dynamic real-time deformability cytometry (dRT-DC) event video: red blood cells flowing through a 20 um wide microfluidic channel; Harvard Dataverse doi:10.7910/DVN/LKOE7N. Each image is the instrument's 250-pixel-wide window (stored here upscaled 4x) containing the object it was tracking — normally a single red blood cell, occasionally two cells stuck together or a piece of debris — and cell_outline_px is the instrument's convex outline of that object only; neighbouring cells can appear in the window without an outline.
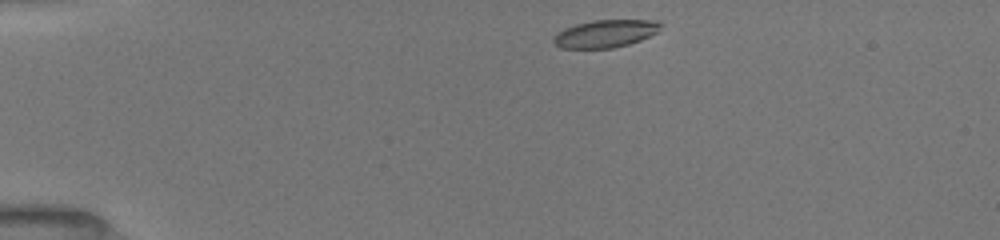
{"species": "common noctule bat (a hibernating species)", "species_latin": "Nyctalus noctula", "temperature_condition": "room temperature", "stored_images_in_passage": 42, "camera_frame_rate_fps": 3000, "um_per_image_px": 0.085, "animal": {"sex": "female", "body_mass_g": 19.5, "forearm_length_mm": 54.1}, "frame": {"image": 1, "passage_image": 1, "time_ms": 0.0, "image_size_px": [1000, 240], "cell_outline_px": [[660, 24], [656, 32], [640, 40], [628, 44], [612, 48], [560, 48], [552, 40], [564, 28], [576, 24], [592, 20], [660, 20]], "centroid_in_image_um": [51.45, 2.85], "position_along_channel_um": 33.6, "area_um2": 16.94}}
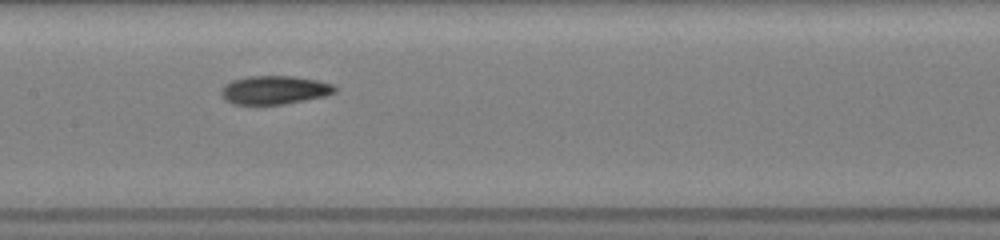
{"frame": {"image": 2, "passage_image": 17, "time_ms": 5.333, "image_size_px": [1000, 240], "cell_outline_px": [[336, 92], [324, 96], [284, 104], [232, 104], [224, 100], [220, 96], [220, 88], [224, 84], [232, 80], [248, 76], [292, 76], [316, 80], [332, 84], [336, 88]], "centroid_in_image_um": [23.26, 7.65], "position_along_channel_um": 184.1, "area_um2": 18.96}}
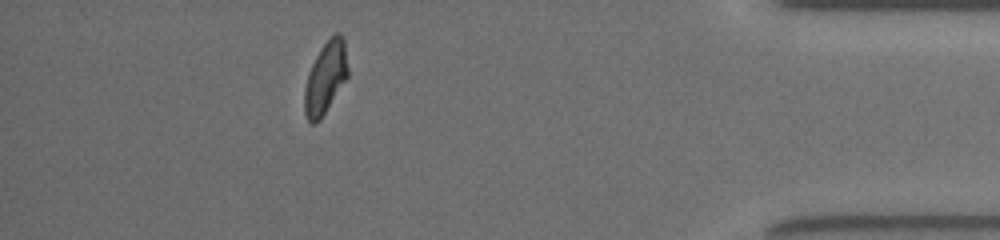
{"frame": {"image": 3, "passage_image": 37, "time_ms": 12.0, "image_size_px": [1000, 240], "cell_outline_px": [[348, 76], [320, 120], [316, 124], [312, 124], [308, 120], [304, 112], [304, 88], [308, 72], [320, 48], [336, 32], [340, 32], [344, 40], [348, 68]], "centroid_in_image_um": [27.65, 6.62], "position_along_channel_um": 407.5, "area_um2": 18.15}, "authors_computed_cell_mechanics": {"area_um2": 18.4671, "velocity_mm_per_s": 3.9751, "shape_relaxation_time_tau1_ms": 3.9174, "shape_relaxation_time_tau2_ms": 3.7674, "deformation_change_tau1": 0.1416, "deformation_change_tau2": 0.095}}